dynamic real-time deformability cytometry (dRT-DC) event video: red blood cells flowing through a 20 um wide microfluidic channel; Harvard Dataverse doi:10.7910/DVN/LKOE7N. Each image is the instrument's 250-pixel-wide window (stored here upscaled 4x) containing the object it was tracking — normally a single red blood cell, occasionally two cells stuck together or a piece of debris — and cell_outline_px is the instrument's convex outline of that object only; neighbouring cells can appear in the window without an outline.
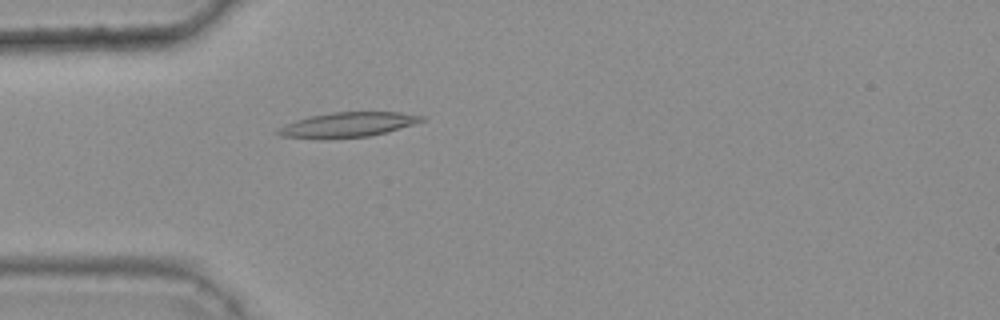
{"species": "common noctule bat (a hibernating species)", "species_latin": "Nyctalus noctula", "temperature_condition": "warm", "stored_images_in_passage": 34, "camera_frame_rate_fps": 3000, "um_per_image_px": 0.085, "animal": {"sex": "female", "body_mass_g": 25.1}, "frame": {"image": 1, "passage_image": 1, "time_ms": 0.0, "image_size_px": [1000, 320], "cell_outline_px": [[424, 120], [412, 124], [384, 132], [368, 136], [280, 136], [276, 132], [280, 128], [296, 120], [308, 116], [332, 112], [400, 112], [424, 116]], "centroid_in_image_um": [29.63, 10.54], "position_along_channel_um": 55.4, "area_um2": 19.42}}
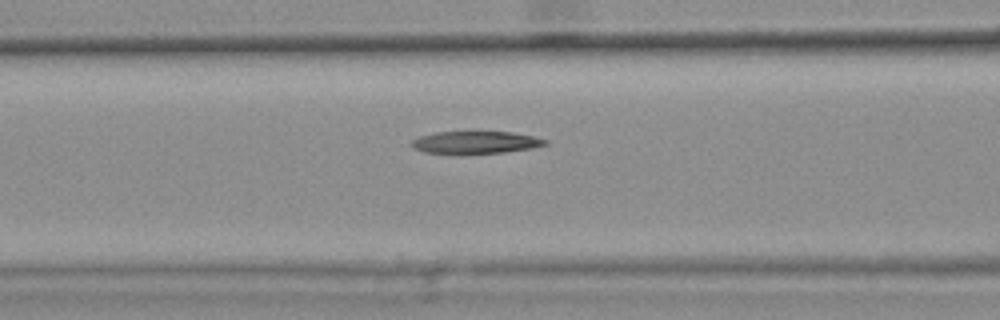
{"frame": {"image": 2, "passage_image": 7, "time_ms": 2.0, "image_size_px": [1000, 320], "cell_outline_px": [[548, 144], [532, 148], [504, 152], [468, 156], [452, 156], [424, 152], [412, 148], [408, 144], [412, 140], [420, 136], [436, 132], [512, 132], [532, 136], [548, 140]], "centroid_in_image_um": [40.33, 12.15], "position_along_channel_um": 126.3, "area_um2": 18.32}}
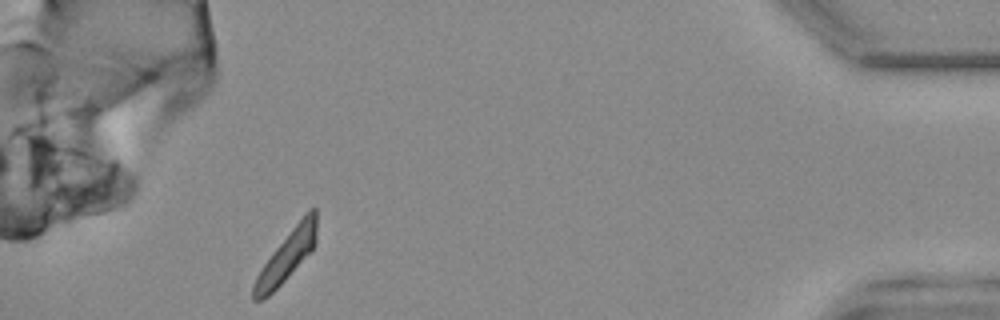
{"frame": {"image": 3, "passage_image": 34, "time_ms": 11.0, "image_size_px": [1000, 320], "cell_outline_px": [[316, 240], [312, 252], [264, 300], [252, 300], [252, 284], [256, 276], [264, 264], [276, 248], [304, 212], [308, 208], [316, 208]], "centroid_in_image_um": [24.38, 21.74], "position_along_channel_um": 410.8, "area_um2": 18.32}}